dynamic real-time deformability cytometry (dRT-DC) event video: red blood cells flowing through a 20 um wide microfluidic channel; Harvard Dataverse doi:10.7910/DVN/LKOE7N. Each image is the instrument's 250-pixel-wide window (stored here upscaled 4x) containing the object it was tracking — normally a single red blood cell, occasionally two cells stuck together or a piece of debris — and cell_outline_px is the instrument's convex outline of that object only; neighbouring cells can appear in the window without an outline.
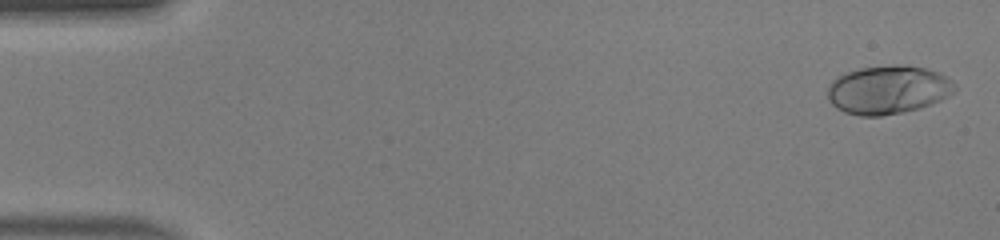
{"species": "human", "species_latin": "Homo sapiens", "temperature_condition": "warm", "stored_images_in_passage": 47, "camera_frame_rate_fps": 3000, "um_per_image_px": 0.085, "donor": {"sex": "male"}, "frame": {"image": 1, "passage_image": 2, "time_ms": 0.333, "image_size_px": [1000, 240], "cell_outline_px": [[956, 88], [948, 96], [940, 100], [920, 108], [880, 116], [860, 116], [844, 112], [836, 108], [828, 100], [828, 88], [832, 80], [848, 72], [860, 68], [896, 64], [908, 64], [940, 72], [952, 80], [956, 84]], "centroid_in_image_um": [75.5, 7.62], "position_along_channel_um": 9.5, "area_um2": 36.01}}
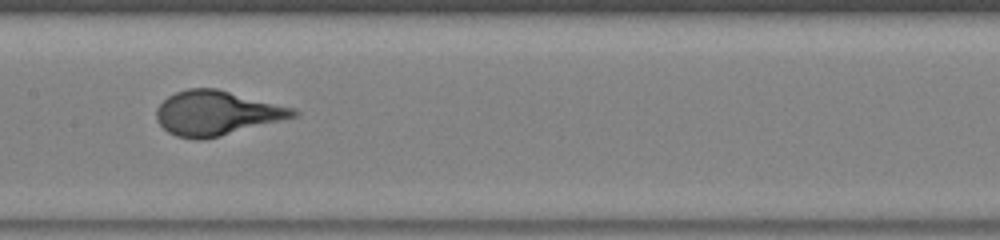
{"frame": {"image": 2, "passage_image": 24, "time_ms": 7.667, "image_size_px": [1000, 240], "cell_outline_px": [[300, 112], [296, 116], [220, 136], [204, 140], [196, 140], [176, 136], [168, 132], [156, 120], [156, 108], [168, 96], [176, 92], [188, 88], [216, 88], [296, 108]], "centroid_in_image_um": [18.4, 9.61], "position_along_channel_um": 189.0, "area_um2": 35.43}}
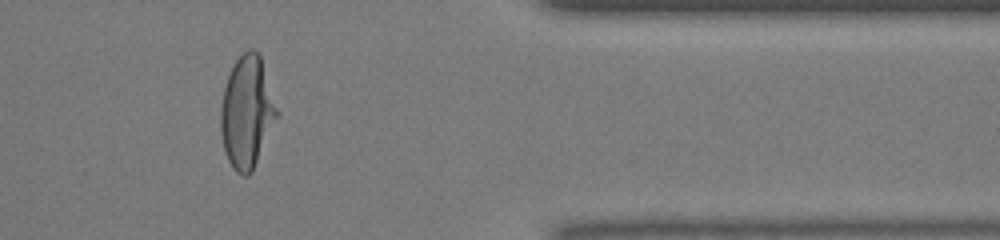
{"frame": {"image": 3, "passage_image": 39, "time_ms": 12.667, "image_size_px": [1000, 240], "cell_outline_px": [[280, 112], [252, 172], [248, 176], [244, 176], [236, 172], [232, 168], [228, 160], [224, 148], [220, 132], [220, 108], [224, 88], [228, 76], [236, 60], [248, 48], [252, 48], [260, 56]], "centroid_in_image_um": [20.99, 9.55], "position_along_channel_um": 390.4, "area_um2": 36.7}}